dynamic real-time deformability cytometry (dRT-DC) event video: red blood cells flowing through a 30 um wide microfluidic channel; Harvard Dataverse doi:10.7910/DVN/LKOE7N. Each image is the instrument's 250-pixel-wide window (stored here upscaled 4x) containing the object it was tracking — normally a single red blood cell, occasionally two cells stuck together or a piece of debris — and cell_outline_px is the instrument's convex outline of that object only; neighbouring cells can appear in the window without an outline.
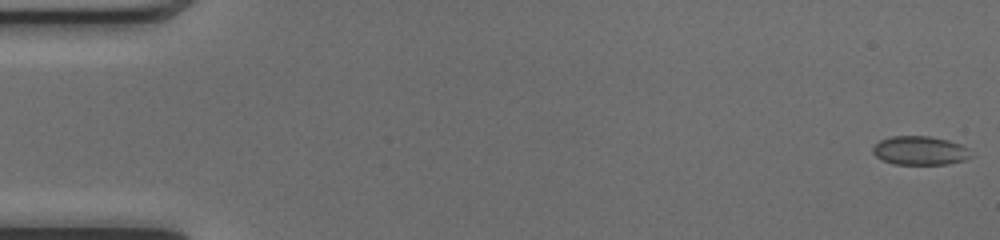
{"species": "common noctule bat (a hibernating species)", "species_latin": "Nyctalus noctula", "temperature_condition": "cold", "stored_images_in_passage": 52, "camera_frame_rate_fps": 3000, "um_per_image_px": 0.085, "animal": {"sex": "female", "body_mass_g": 17.0, "forearm_length_mm": 48.0}, "frame": {"image": 1, "passage_image": 1, "time_ms": 0.0, "image_size_px": [1000, 240], "cell_outline_px": [[976, 156], [964, 160], [948, 164], [892, 164], [876, 156], [872, 152], [872, 148], [880, 140], [892, 136], [928, 136], [948, 140], [960, 144], [968, 148]], "centroid_in_image_um": [78.25, 12.8], "position_along_channel_um": 6.8, "area_um2": 16.59}}
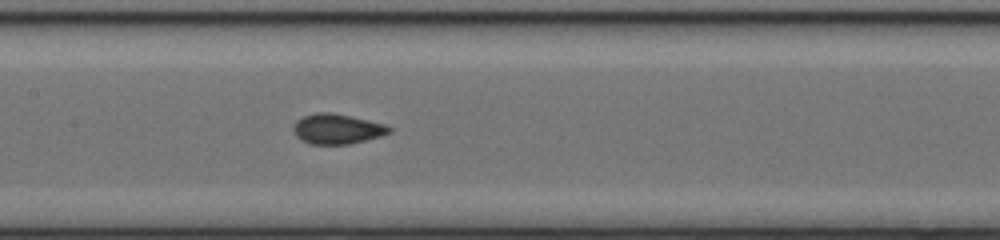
{"frame": {"image": 2, "passage_image": 25, "time_ms": 8.0, "image_size_px": [1000, 240], "cell_outline_px": [[392, 132], [380, 136], [348, 144], [312, 144], [300, 140], [296, 136], [292, 128], [296, 120], [304, 116], [316, 112], [332, 112], [368, 120], [384, 124], [392, 128]], "centroid_in_image_um": [28.63, 10.95], "position_along_channel_um": 178.8, "area_um2": 16.76}}
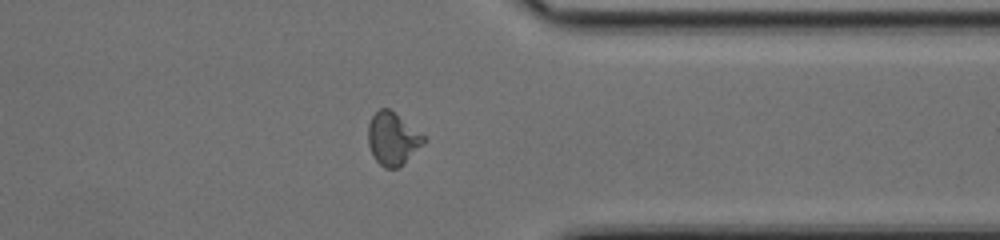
{"frame": {"image": 3, "passage_image": 40, "time_ms": 13.0, "image_size_px": [1000, 240], "cell_outline_px": [[428, 140], [400, 168], [384, 168], [376, 160], [368, 144], [368, 124], [372, 116], [380, 108], [388, 108], [424, 136]], "centroid_in_image_um": [33.38, 11.82], "position_along_channel_um": 378.0, "area_um2": 16.94}, "authors_computed_cell_mechanics": {"area_um2": 16.5308, "velocity_mm_per_s": 4.1173, "shape_relaxation_time_tau1_ms": 4.9238, "shape_relaxation_time_tau2_ms": 0.9015, "deformation_change_tau1": 0.0931, "deformation_change_tau2": 0.0381}}